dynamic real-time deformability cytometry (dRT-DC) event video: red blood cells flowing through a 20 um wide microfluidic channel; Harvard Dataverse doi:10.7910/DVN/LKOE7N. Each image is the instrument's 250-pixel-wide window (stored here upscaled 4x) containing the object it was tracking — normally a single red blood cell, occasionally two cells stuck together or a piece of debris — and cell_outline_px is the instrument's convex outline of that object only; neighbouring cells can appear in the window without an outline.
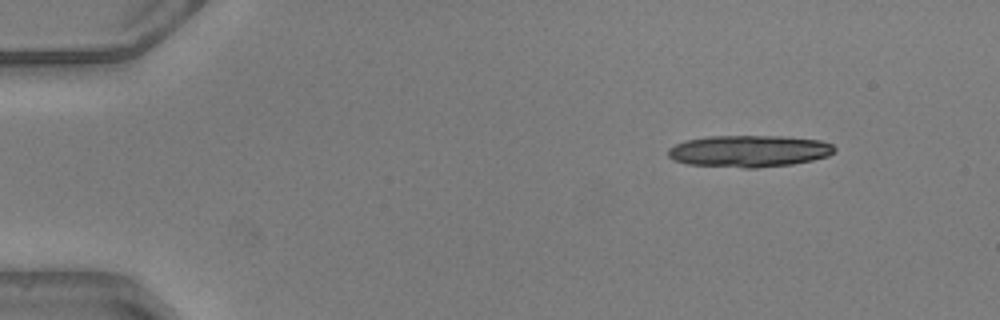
{"species": "common noctule bat (a hibernating species)", "species_latin": "Nyctalus noctula", "temperature_condition": "warm", "stored_images_in_passage": 27, "camera_frame_rate_fps": 3000, "um_per_image_px": 0.085, "animal": {"sex": "male", "body_mass_g": 20.5, "forearm_length_mm": 52.5}, "frame": {"image": 1, "passage_image": 1, "time_ms": 0.0, "image_size_px": [1000, 320], "cell_outline_px": [[836, 152], [828, 156], [812, 160], [792, 164], [756, 168], [744, 168], [688, 164], [672, 160], [668, 156], [668, 148], [684, 140], [708, 136], [784, 136], [820, 140], [832, 144], [836, 148]], "centroid_in_image_um": [63.67, 12.84], "position_along_channel_um": 21.3, "area_um2": 31.1}}
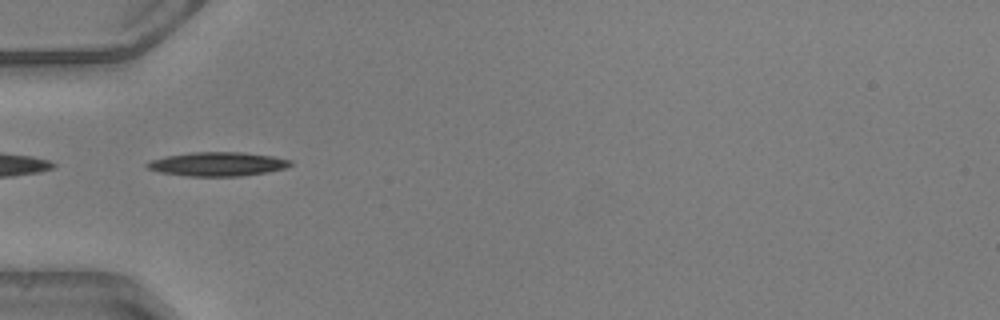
{"frame": {"image": 2, "passage_image": 12, "time_ms": 3.667, "image_size_px": [1000, 320], "cell_outline_px": [[292, 164], [284, 168], [268, 172], [240, 176], [188, 176], [160, 172], [148, 168], [144, 164], [152, 160], [164, 156], [192, 152], [244, 152], [272, 156], [292, 160]], "centroid_in_image_um": [18.5, 13.94], "position_along_channel_um": 66.5, "area_um2": 20.0}}